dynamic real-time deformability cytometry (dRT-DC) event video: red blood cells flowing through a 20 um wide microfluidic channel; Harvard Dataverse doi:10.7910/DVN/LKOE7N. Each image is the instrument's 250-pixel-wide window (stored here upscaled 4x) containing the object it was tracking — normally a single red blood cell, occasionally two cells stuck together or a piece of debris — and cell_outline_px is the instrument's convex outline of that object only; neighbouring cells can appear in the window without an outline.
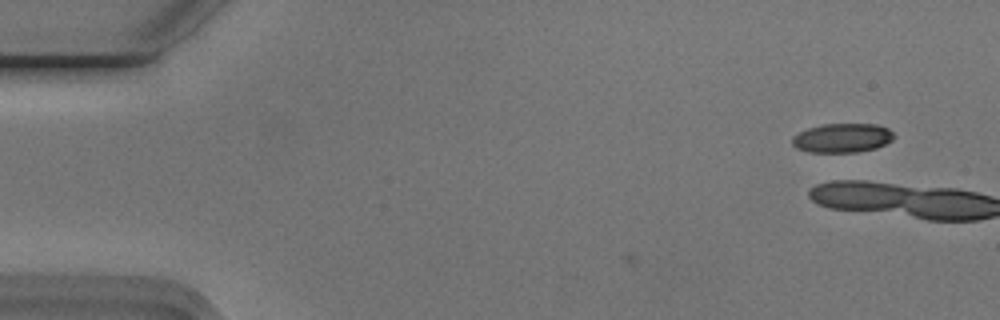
{"species": "Egyptian fruit bat (a non-hibernating species)", "species_latin": "Rousettus aegyptiacus", "temperature_condition": "cold", "stored_images_in_passage": 3, "camera_frame_rate_fps": 3000, "um_per_image_px": 0.085, "animal": {"sex": "male"}, "frame": {"image": 1, "passage_image": 3, "time_ms": 0.667, "image_size_px": [1000, 320], "cell_outline_px": [[896, 136], [892, 140], [876, 148], [856, 152], [808, 152], [796, 148], [792, 144], [792, 136], [808, 128], [824, 124], [876, 124], [888, 128]], "centroid_in_image_um": [71.59, 11.73], "position_along_channel_um": 13.4, "area_um2": 17.28}}